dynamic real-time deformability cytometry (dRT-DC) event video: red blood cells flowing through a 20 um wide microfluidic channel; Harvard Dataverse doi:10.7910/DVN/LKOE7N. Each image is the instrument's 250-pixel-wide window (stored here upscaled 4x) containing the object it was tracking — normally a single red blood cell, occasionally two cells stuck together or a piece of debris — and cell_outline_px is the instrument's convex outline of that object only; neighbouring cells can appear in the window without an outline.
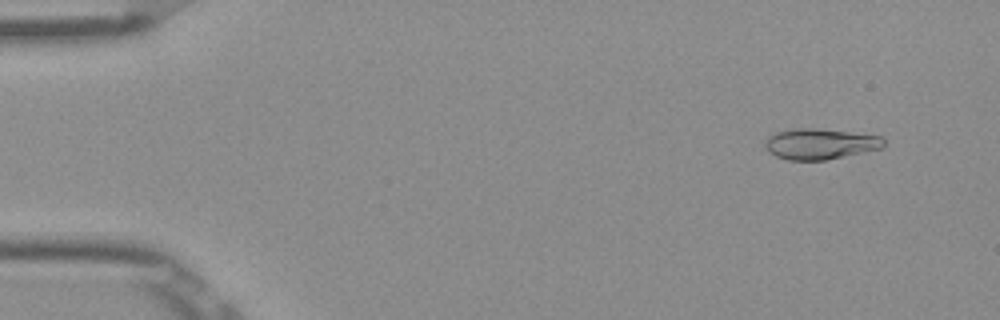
{"species": "Egyptian fruit bat (a non-hibernating species)", "species_latin": "Rousettus aegyptiacus", "temperature_condition": "room temperature", "stored_images_in_passage": 52, "camera_frame_rate_fps": 3000, "um_per_image_px": 0.085, "frame": {"image": 1, "passage_image": 4, "time_ms": 1.0, "image_size_px": [1000, 320], "cell_outline_px": [[884, 148], [824, 160], [788, 160], [776, 156], [768, 152], [764, 144], [764, 140], [768, 136], [776, 132], [792, 128], [816, 128], [884, 136]], "centroid_in_image_um": [69.7, 12.22], "position_along_channel_um": 15.3, "area_um2": 21.44}}
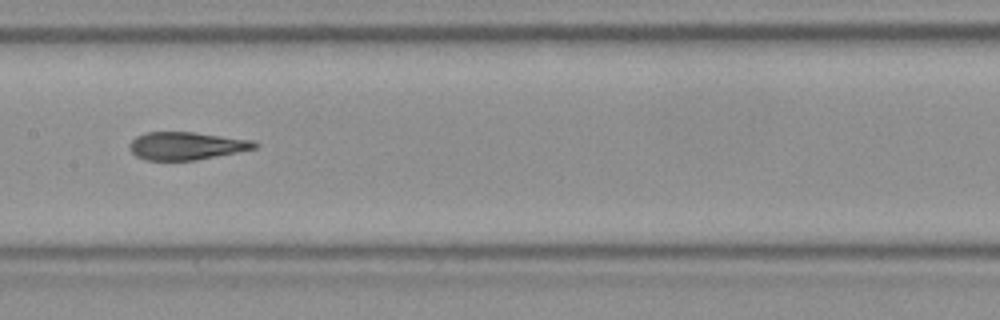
{"frame": {"image": 2, "passage_image": 26, "time_ms": 8.333, "image_size_px": [1000, 320], "cell_outline_px": [[260, 144], [256, 148], [196, 160], [144, 160], [136, 156], [128, 148], [128, 144], [136, 136], [144, 132], [192, 132], [256, 140]], "centroid_in_image_um": [15.83, 12.39], "position_along_channel_um": 191.6, "area_um2": 20.4}}
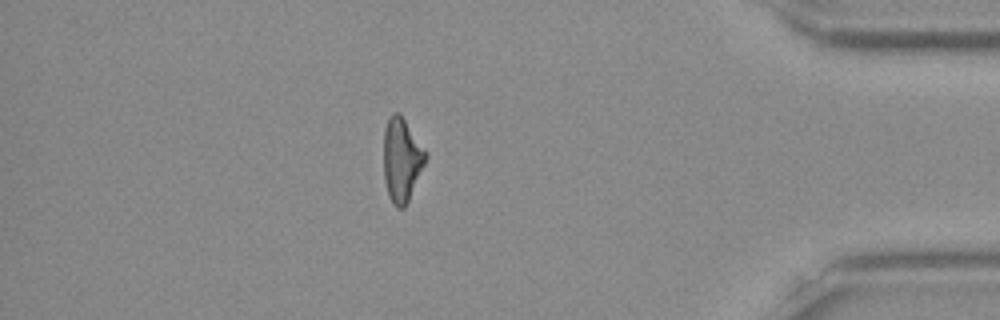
{"frame": {"image": 3, "passage_image": 45, "time_ms": 14.667, "image_size_px": [1000, 320], "cell_outline_px": [[428, 156], [408, 200], [404, 208], [396, 208], [392, 204], [388, 196], [384, 180], [384, 128], [388, 116], [392, 112], [400, 112], [428, 152]], "centroid_in_image_um": [34.14, 13.54], "position_along_channel_um": 401.1, "area_um2": 20.81}, "authors_computed_cell_mechanics": {"area_um2": 21.2126, "velocity_mm_per_s": 3.9128, "shape_relaxation_time_tau1_ms": 7.3867, "shape_relaxation_time_tau2_ms": 1.1086, "deformation_change_tau1": 0.2377, "deformation_change_tau2": 0.0948}}